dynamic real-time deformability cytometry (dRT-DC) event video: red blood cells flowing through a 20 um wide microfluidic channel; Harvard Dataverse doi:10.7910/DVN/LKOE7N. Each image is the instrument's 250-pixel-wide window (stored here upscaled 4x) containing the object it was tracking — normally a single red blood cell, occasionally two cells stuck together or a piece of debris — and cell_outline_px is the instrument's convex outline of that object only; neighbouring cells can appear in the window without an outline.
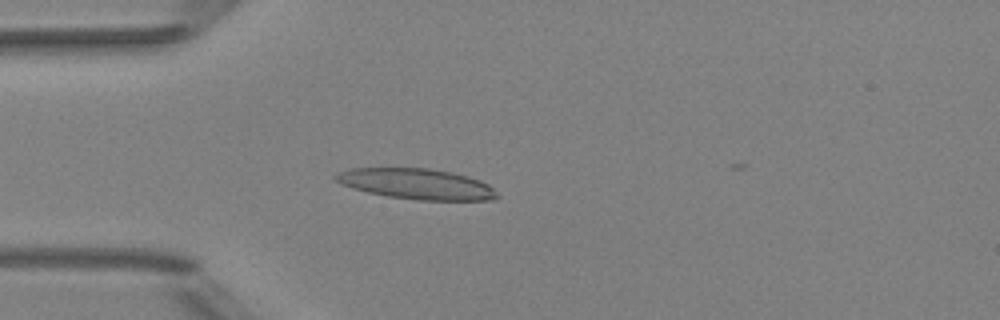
{"species": "Egyptian fruit bat (a non-hibernating species)", "species_latin": "Rousettus aegyptiacus", "temperature_condition": "room temperature", "stored_images_in_passage": 3, "camera_frame_rate_fps": 3000, "um_per_image_px": 0.085, "animal": {"sex": "female"}, "frame": {"image": 1, "passage_image": 1, "time_ms": 0.0, "image_size_px": [1000, 320], "cell_outline_px": [[500, 196], [492, 200], [416, 200], [388, 196], [368, 192], [352, 188], [340, 184], [332, 176], [336, 172], [352, 168], [428, 168], [452, 172], [468, 176], [480, 180], [488, 184]], "centroid_in_image_um": [35.39, 15.63], "position_along_channel_um": 49.6, "area_um2": 28.9}}